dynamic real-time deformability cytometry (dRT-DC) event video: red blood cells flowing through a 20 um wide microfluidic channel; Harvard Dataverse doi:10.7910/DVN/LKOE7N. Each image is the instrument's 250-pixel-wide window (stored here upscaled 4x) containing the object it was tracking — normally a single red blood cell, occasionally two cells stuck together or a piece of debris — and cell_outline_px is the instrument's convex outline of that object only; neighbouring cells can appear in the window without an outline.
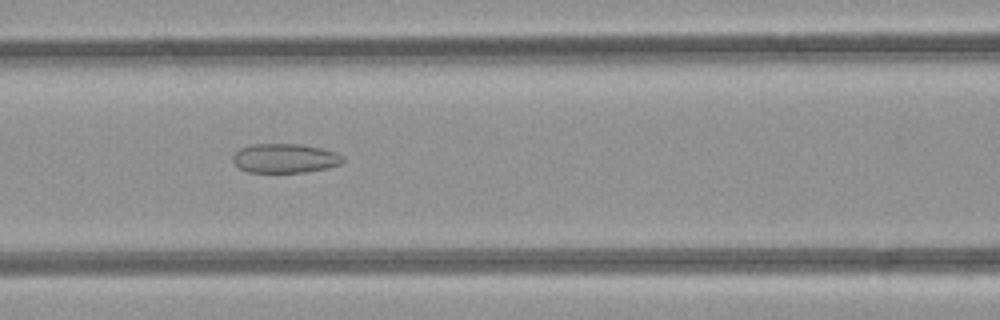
{"species": "common noctule bat (a hibernating species)", "species_latin": "Nyctalus noctula", "temperature_condition": "room temperature", "stored_images_in_passage": 49, "camera_frame_rate_fps": 3000, "um_per_image_px": 0.085, "animal": {"sex": "female", "body_mass_g": 21.9}, "frame": {"image": 1, "passage_image": 21, "time_ms": 6.667, "image_size_px": [1000, 320], "cell_outline_px": [[344, 160], [340, 164], [328, 168], [304, 172], [248, 172], [240, 168], [232, 160], [232, 156], [240, 148], [252, 144], [300, 144], [320, 148], [336, 152], [344, 156]], "centroid_in_image_um": [24.23, 13.45], "position_along_channel_um": 142.4, "area_um2": 18.73}}
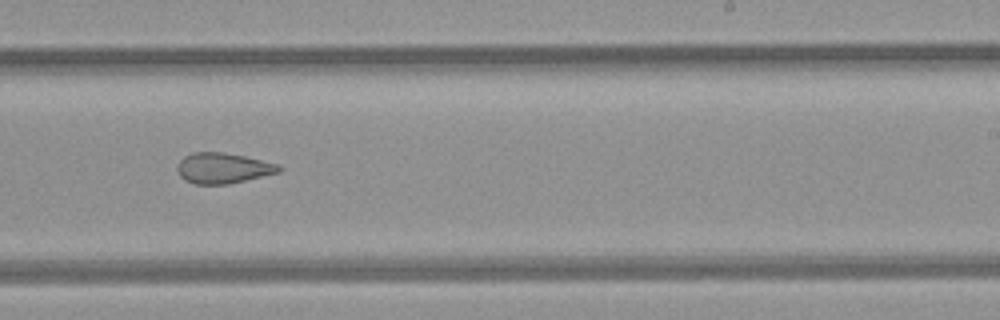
{"frame": {"image": 2, "passage_image": 30, "time_ms": 9.667, "image_size_px": [1000, 320], "cell_outline_px": [[284, 168], [280, 172], [228, 184], [196, 184], [184, 180], [180, 176], [176, 168], [180, 160], [184, 156], [192, 152], [224, 152], [244, 156], [280, 164]], "centroid_in_image_um": [18.96, 14.28], "position_along_channel_um": 270.0, "area_um2": 18.21}}
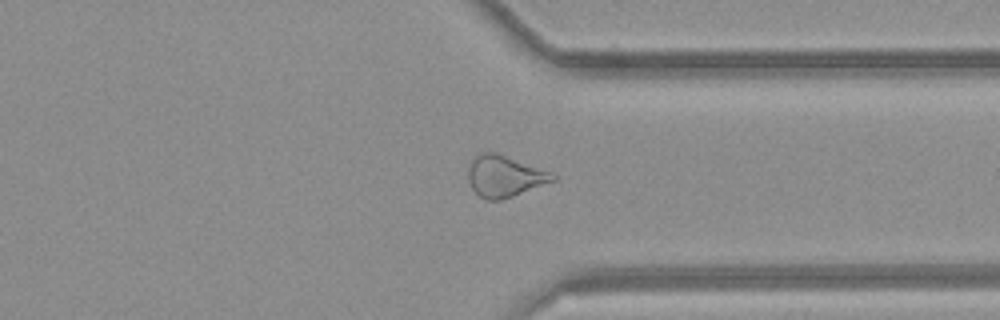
{"frame": {"image": 3, "passage_image": 37, "time_ms": 12.0, "image_size_px": [1000, 320], "cell_outline_px": [[556, 180], [512, 196], [500, 200], [484, 200], [472, 188], [468, 180], [468, 164], [472, 156], [484, 152], [496, 152], [552, 172], [556, 176]], "centroid_in_image_um": [42.85, 14.96], "position_along_channel_um": 368.5, "area_um2": 20.46}, "authors_computed_cell_mechanics": {"area_um2": 22.8888, "velocity_mm_per_s": 4.259, "shape_relaxation_time_tau1_ms": null, "shape_relaxation_time_tau2_ms": 2.4536, "deformation_change_tau1": null, "deformation_change_tau2": 0.1084}}